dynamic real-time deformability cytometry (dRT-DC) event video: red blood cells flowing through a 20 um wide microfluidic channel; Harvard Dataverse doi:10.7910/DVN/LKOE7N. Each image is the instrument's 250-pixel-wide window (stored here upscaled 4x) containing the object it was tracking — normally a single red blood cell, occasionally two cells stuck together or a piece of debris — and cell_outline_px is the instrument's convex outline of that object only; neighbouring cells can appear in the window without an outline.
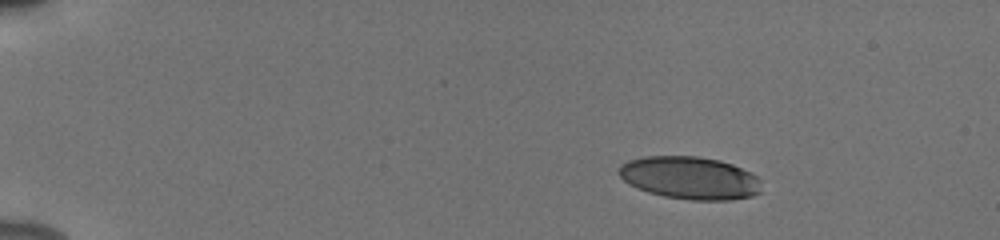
{"species": "human", "species_latin": "Homo sapiens", "temperature_condition": "cold", "stored_images_in_passage": 46, "camera_frame_rate_fps": 3000, "um_per_image_px": 0.085, "donor": {"sex": "male"}, "frame": {"image": 1, "passage_image": 1, "time_ms": 0.0, "image_size_px": [1000, 240], "cell_outline_px": [[760, 192], [752, 196], [732, 200], [692, 200], [664, 196], [648, 192], [636, 188], [628, 184], [616, 172], [620, 164], [628, 160], [644, 156], [696, 156], [720, 160], [732, 164], [756, 176], [760, 180]], "centroid_in_image_um": [58.59, 15.12], "position_along_channel_um": 26.4, "area_um2": 35.6}}
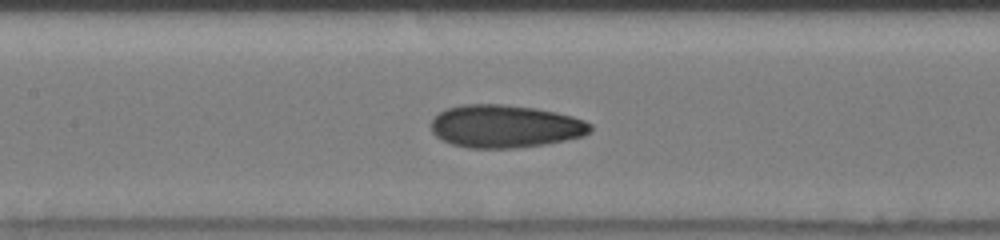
{"frame": {"image": 2, "passage_image": 20, "time_ms": 6.333, "image_size_px": [1000, 240], "cell_outline_px": [[592, 132], [584, 136], [544, 144], [516, 148], [468, 148], [452, 144], [436, 136], [432, 132], [432, 120], [444, 108], [460, 104], [504, 104], [536, 108], [556, 112], [572, 116], [584, 120], [592, 124]], "centroid_in_image_um": [42.95, 10.73], "position_along_channel_um": 164.4, "area_um2": 39.94}}
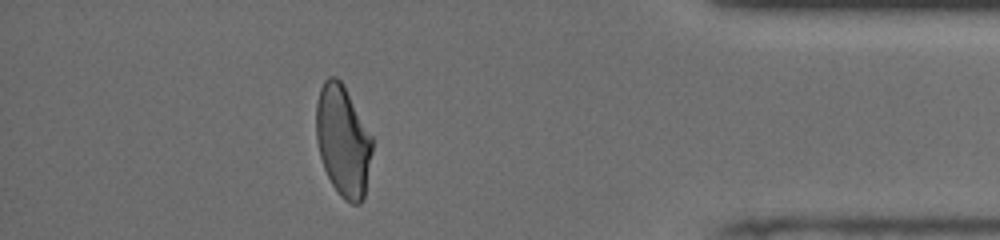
{"frame": {"image": 3, "passage_image": 41, "time_ms": 13.333, "image_size_px": [1000, 240], "cell_outline_px": [[372, 152], [364, 196], [360, 204], [352, 204], [344, 200], [340, 196], [332, 184], [324, 168], [320, 156], [316, 140], [316, 104], [320, 88], [324, 80], [328, 76], [336, 76], [344, 84], [372, 136]], "centroid_in_image_um": [29.14, 11.95], "position_along_channel_um": 406.1, "area_um2": 36.41}, "authors_computed_cell_mechanics": {"area_um2": 37.7145, "velocity_mm_per_s": 3.8886, "shape_relaxation_time_tau1_ms": 8.276, "shape_relaxation_time_tau2_ms": 1.6573, "deformation_change_tau1": 0.2358, "deformation_change_tau2": 0.0815}}